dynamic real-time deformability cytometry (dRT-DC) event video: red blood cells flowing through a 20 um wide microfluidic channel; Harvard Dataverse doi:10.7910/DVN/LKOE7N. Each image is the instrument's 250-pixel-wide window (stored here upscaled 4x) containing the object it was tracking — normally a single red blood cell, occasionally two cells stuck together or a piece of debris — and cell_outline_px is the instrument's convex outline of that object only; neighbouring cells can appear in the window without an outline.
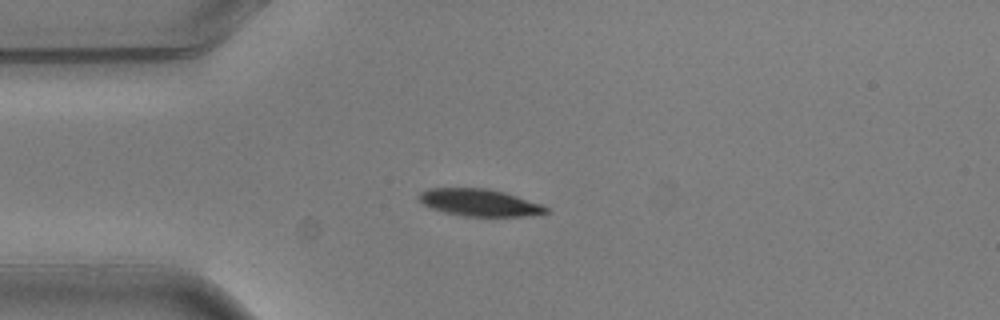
{"species": "common noctule bat (a hibernating species)", "species_latin": "Nyctalus noctula", "temperature_condition": "warm", "stored_images_in_passage": 2, "camera_frame_rate_fps": 3000, "um_per_image_px": 0.085, "animal": {"sex": "male", "body_mass_g": 20.5, "forearm_length_mm": 52.5}, "frame": {"image": 1, "passage_image": 1, "time_ms": 0.0, "image_size_px": [1000, 320], "cell_outline_px": [[548, 212], [524, 216], [464, 216], [444, 212], [432, 208], [424, 204], [416, 196], [420, 192], [428, 188], [488, 188], [504, 192], [544, 204], [548, 208]], "centroid_in_image_um": [40.75, 17.21], "position_along_channel_um": 44.2, "area_um2": 20.11}}
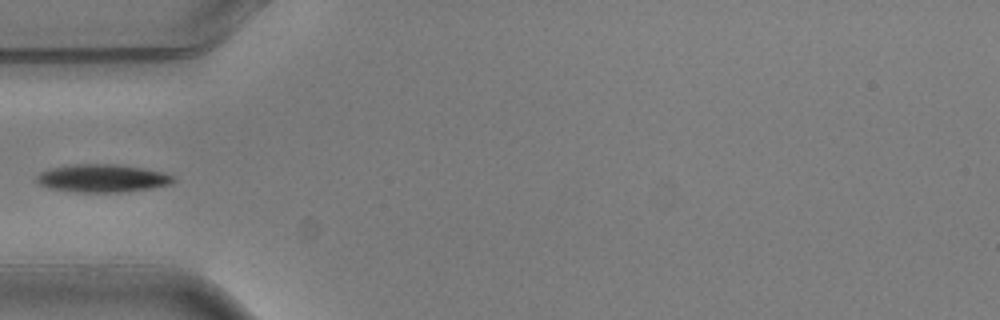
{"frame": {"image": 2, "passage_image": 2, "time_ms": 0.333, "image_size_px": [1000, 320], "cell_outline_px": [[176, 180], [172, 184], [152, 188], [120, 192], [76, 192], [48, 188], [40, 184], [36, 180], [36, 176], [40, 172], [52, 168], [76, 164], [116, 164], [144, 168], [164, 172], [176, 176]], "centroid_in_image_um": [8.75, 15.15], "position_along_channel_um": 76.2, "area_um2": 22.37}}